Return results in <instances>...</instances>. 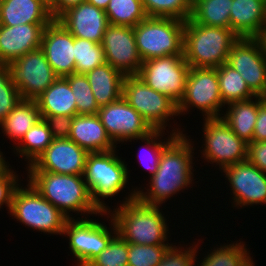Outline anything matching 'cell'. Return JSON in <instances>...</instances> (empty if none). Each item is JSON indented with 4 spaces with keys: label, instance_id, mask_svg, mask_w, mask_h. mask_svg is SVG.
Returning <instances> with one entry per match:
<instances>
[{
    "label": "cell",
    "instance_id": "cell-39",
    "mask_svg": "<svg viewBox=\"0 0 266 266\" xmlns=\"http://www.w3.org/2000/svg\"><path fill=\"white\" fill-rule=\"evenodd\" d=\"M182 242L183 245L180 242L177 246V243L170 245L157 266H194L195 256L200 251L199 249L202 251L203 248L200 244H204V241L203 239H198L197 242L192 240L190 245H185L184 241Z\"/></svg>",
    "mask_w": 266,
    "mask_h": 266
},
{
    "label": "cell",
    "instance_id": "cell-33",
    "mask_svg": "<svg viewBox=\"0 0 266 266\" xmlns=\"http://www.w3.org/2000/svg\"><path fill=\"white\" fill-rule=\"evenodd\" d=\"M170 134V135H169ZM167 135V136H166ZM177 136L175 133H171L168 131V134L165 133V130H153L150 134H148L145 137H141L139 139H131L125 142L124 144H128V142H137L138 140L141 141V143L144 142V145L141 146L140 149H143L141 151H138L137 159H139V163H141L142 167H144V171L148 170V178L153 176L159 166L160 157L162 154L163 149ZM146 149V150H145ZM147 153V155L145 154ZM140 154V155H139ZM143 155V156H141ZM148 156V157H147ZM147 157V159H146ZM146 159V160H145Z\"/></svg>",
    "mask_w": 266,
    "mask_h": 266
},
{
    "label": "cell",
    "instance_id": "cell-15",
    "mask_svg": "<svg viewBox=\"0 0 266 266\" xmlns=\"http://www.w3.org/2000/svg\"><path fill=\"white\" fill-rule=\"evenodd\" d=\"M97 115L117 146L131 139L145 137L154 130L123 97L100 107Z\"/></svg>",
    "mask_w": 266,
    "mask_h": 266
},
{
    "label": "cell",
    "instance_id": "cell-20",
    "mask_svg": "<svg viewBox=\"0 0 266 266\" xmlns=\"http://www.w3.org/2000/svg\"><path fill=\"white\" fill-rule=\"evenodd\" d=\"M56 20L74 37L100 44L109 25L106 12L87 1L70 7Z\"/></svg>",
    "mask_w": 266,
    "mask_h": 266
},
{
    "label": "cell",
    "instance_id": "cell-4",
    "mask_svg": "<svg viewBox=\"0 0 266 266\" xmlns=\"http://www.w3.org/2000/svg\"><path fill=\"white\" fill-rule=\"evenodd\" d=\"M118 149L107 152L89 153L86 159L84 180L90 190L94 205L101 212H109L112 207L105 199L113 200L123 190H129L130 170L126 159L118 154ZM128 166V167H127ZM101 197V198H100ZM106 202V203H105Z\"/></svg>",
    "mask_w": 266,
    "mask_h": 266
},
{
    "label": "cell",
    "instance_id": "cell-16",
    "mask_svg": "<svg viewBox=\"0 0 266 266\" xmlns=\"http://www.w3.org/2000/svg\"><path fill=\"white\" fill-rule=\"evenodd\" d=\"M227 64L240 73L256 96L262 97L266 91V56L257 38H239L231 48Z\"/></svg>",
    "mask_w": 266,
    "mask_h": 266
},
{
    "label": "cell",
    "instance_id": "cell-47",
    "mask_svg": "<svg viewBox=\"0 0 266 266\" xmlns=\"http://www.w3.org/2000/svg\"><path fill=\"white\" fill-rule=\"evenodd\" d=\"M86 1L96 6L97 8L105 11L106 8L108 7L110 0H86Z\"/></svg>",
    "mask_w": 266,
    "mask_h": 266
},
{
    "label": "cell",
    "instance_id": "cell-14",
    "mask_svg": "<svg viewBox=\"0 0 266 266\" xmlns=\"http://www.w3.org/2000/svg\"><path fill=\"white\" fill-rule=\"evenodd\" d=\"M8 66L24 100H36L58 78L41 48L26 53Z\"/></svg>",
    "mask_w": 266,
    "mask_h": 266
},
{
    "label": "cell",
    "instance_id": "cell-22",
    "mask_svg": "<svg viewBox=\"0 0 266 266\" xmlns=\"http://www.w3.org/2000/svg\"><path fill=\"white\" fill-rule=\"evenodd\" d=\"M69 139L89 153L107 152L118 148L97 114L75 115Z\"/></svg>",
    "mask_w": 266,
    "mask_h": 266
},
{
    "label": "cell",
    "instance_id": "cell-8",
    "mask_svg": "<svg viewBox=\"0 0 266 266\" xmlns=\"http://www.w3.org/2000/svg\"><path fill=\"white\" fill-rule=\"evenodd\" d=\"M97 216V219L92 216L66 221L62 236L68 239V248L72 258H75V266H87L117 234L116 224L109 212H100ZM99 216H104L109 226L100 221Z\"/></svg>",
    "mask_w": 266,
    "mask_h": 266
},
{
    "label": "cell",
    "instance_id": "cell-46",
    "mask_svg": "<svg viewBox=\"0 0 266 266\" xmlns=\"http://www.w3.org/2000/svg\"><path fill=\"white\" fill-rule=\"evenodd\" d=\"M86 0H48L49 9L54 19H57L70 7L79 5Z\"/></svg>",
    "mask_w": 266,
    "mask_h": 266
},
{
    "label": "cell",
    "instance_id": "cell-6",
    "mask_svg": "<svg viewBox=\"0 0 266 266\" xmlns=\"http://www.w3.org/2000/svg\"><path fill=\"white\" fill-rule=\"evenodd\" d=\"M122 97L154 130H166L168 133L167 130L171 128V133L185 134L184 127L187 126H179L178 122L175 123L177 119L174 120L177 116L179 119L177 104L168 96L149 87L138 75H125Z\"/></svg>",
    "mask_w": 266,
    "mask_h": 266
},
{
    "label": "cell",
    "instance_id": "cell-21",
    "mask_svg": "<svg viewBox=\"0 0 266 266\" xmlns=\"http://www.w3.org/2000/svg\"><path fill=\"white\" fill-rule=\"evenodd\" d=\"M49 24L0 25V65L8 66L17 58L41 47L44 28Z\"/></svg>",
    "mask_w": 266,
    "mask_h": 266
},
{
    "label": "cell",
    "instance_id": "cell-32",
    "mask_svg": "<svg viewBox=\"0 0 266 266\" xmlns=\"http://www.w3.org/2000/svg\"><path fill=\"white\" fill-rule=\"evenodd\" d=\"M219 90L224 105L253 99L256 95L249 89L240 73L227 63L217 67Z\"/></svg>",
    "mask_w": 266,
    "mask_h": 266
},
{
    "label": "cell",
    "instance_id": "cell-17",
    "mask_svg": "<svg viewBox=\"0 0 266 266\" xmlns=\"http://www.w3.org/2000/svg\"><path fill=\"white\" fill-rule=\"evenodd\" d=\"M105 62L124 75H137L142 60L138 54L134 27L109 24L102 39Z\"/></svg>",
    "mask_w": 266,
    "mask_h": 266
},
{
    "label": "cell",
    "instance_id": "cell-10",
    "mask_svg": "<svg viewBox=\"0 0 266 266\" xmlns=\"http://www.w3.org/2000/svg\"><path fill=\"white\" fill-rule=\"evenodd\" d=\"M201 120L204 139L198 151L202 160L204 158L219 171L247 160L248 143L240 139L221 117Z\"/></svg>",
    "mask_w": 266,
    "mask_h": 266
},
{
    "label": "cell",
    "instance_id": "cell-34",
    "mask_svg": "<svg viewBox=\"0 0 266 266\" xmlns=\"http://www.w3.org/2000/svg\"><path fill=\"white\" fill-rule=\"evenodd\" d=\"M105 12L109 24L128 27H135L148 17L142 0H110Z\"/></svg>",
    "mask_w": 266,
    "mask_h": 266
},
{
    "label": "cell",
    "instance_id": "cell-38",
    "mask_svg": "<svg viewBox=\"0 0 266 266\" xmlns=\"http://www.w3.org/2000/svg\"><path fill=\"white\" fill-rule=\"evenodd\" d=\"M87 266H128V242L117 233Z\"/></svg>",
    "mask_w": 266,
    "mask_h": 266
},
{
    "label": "cell",
    "instance_id": "cell-41",
    "mask_svg": "<svg viewBox=\"0 0 266 266\" xmlns=\"http://www.w3.org/2000/svg\"><path fill=\"white\" fill-rule=\"evenodd\" d=\"M169 246L128 243V266H157Z\"/></svg>",
    "mask_w": 266,
    "mask_h": 266
},
{
    "label": "cell",
    "instance_id": "cell-2",
    "mask_svg": "<svg viewBox=\"0 0 266 266\" xmlns=\"http://www.w3.org/2000/svg\"><path fill=\"white\" fill-rule=\"evenodd\" d=\"M136 186L126 192L123 200L117 201L109 211L117 233L128 243L138 245H172L171 229L162 210L164 206L147 205L136 198ZM128 193V195H127Z\"/></svg>",
    "mask_w": 266,
    "mask_h": 266
},
{
    "label": "cell",
    "instance_id": "cell-27",
    "mask_svg": "<svg viewBox=\"0 0 266 266\" xmlns=\"http://www.w3.org/2000/svg\"><path fill=\"white\" fill-rule=\"evenodd\" d=\"M74 94L64 77H58L35 101L41 116L77 115Z\"/></svg>",
    "mask_w": 266,
    "mask_h": 266
},
{
    "label": "cell",
    "instance_id": "cell-23",
    "mask_svg": "<svg viewBox=\"0 0 266 266\" xmlns=\"http://www.w3.org/2000/svg\"><path fill=\"white\" fill-rule=\"evenodd\" d=\"M48 0H0V25L50 24Z\"/></svg>",
    "mask_w": 266,
    "mask_h": 266
},
{
    "label": "cell",
    "instance_id": "cell-12",
    "mask_svg": "<svg viewBox=\"0 0 266 266\" xmlns=\"http://www.w3.org/2000/svg\"><path fill=\"white\" fill-rule=\"evenodd\" d=\"M189 68L184 55H169L144 61L137 75L178 105L185 93Z\"/></svg>",
    "mask_w": 266,
    "mask_h": 266
},
{
    "label": "cell",
    "instance_id": "cell-5",
    "mask_svg": "<svg viewBox=\"0 0 266 266\" xmlns=\"http://www.w3.org/2000/svg\"><path fill=\"white\" fill-rule=\"evenodd\" d=\"M238 39L231 29L197 24L189 18L184 26V59L190 67H220Z\"/></svg>",
    "mask_w": 266,
    "mask_h": 266
},
{
    "label": "cell",
    "instance_id": "cell-40",
    "mask_svg": "<svg viewBox=\"0 0 266 266\" xmlns=\"http://www.w3.org/2000/svg\"><path fill=\"white\" fill-rule=\"evenodd\" d=\"M22 100L19 90L13 82L9 66L0 65V123Z\"/></svg>",
    "mask_w": 266,
    "mask_h": 266
},
{
    "label": "cell",
    "instance_id": "cell-28",
    "mask_svg": "<svg viewBox=\"0 0 266 266\" xmlns=\"http://www.w3.org/2000/svg\"><path fill=\"white\" fill-rule=\"evenodd\" d=\"M226 243L217 242L214 244V247L210 248L206 253H202L204 256L199 257L195 256L194 266H255L256 263L253 261V255L251 256V251L246 246L247 244L244 241H232L228 243L229 240H226ZM223 244V245H222ZM217 246V247H216ZM248 248V249H247ZM212 250V251H211ZM210 251V252H209ZM198 257V258H197ZM198 260V261H196ZM199 264H198V263ZM195 263H197L195 265Z\"/></svg>",
    "mask_w": 266,
    "mask_h": 266
},
{
    "label": "cell",
    "instance_id": "cell-1",
    "mask_svg": "<svg viewBox=\"0 0 266 266\" xmlns=\"http://www.w3.org/2000/svg\"><path fill=\"white\" fill-rule=\"evenodd\" d=\"M187 134L177 135L163 149L158 170L149 178L146 184L148 187H136V198L142 203L162 206L175 195L189 188L193 189L196 180L194 160H198L199 157L194 155L197 153H194L196 141H192L194 138Z\"/></svg>",
    "mask_w": 266,
    "mask_h": 266
},
{
    "label": "cell",
    "instance_id": "cell-42",
    "mask_svg": "<svg viewBox=\"0 0 266 266\" xmlns=\"http://www.w3.org/2000/svg\"><path fill=\"white\" fill-rule=\"evenodd\" d=\"M12 168L14 167L9 165L3 172L0 173V210L1 208L3 209L5 205L6 209H8V214L11 210L14 192L21 184V181H23L21 176L16 173L15 168Z\"/></svg>",
    "mask_w": 266,
    "mask_h": 266
},
{
    "label": "cell",
    "instance_id": "cell-50",
    "mask_svg": "<svg viewBox=\"0 0 266 266\" xmlns=\"http://www.w3.org/2000/svg\"><path fill=\"white\" fill-rule=\"evenodd\" d=\"M262 99L266 102V91H265V93L262 95Z\"/></svg>",
    "mask_w": 266,
    "mask_h": 266
},
{
    "label": "cell",
    "instance_id": "cell-45",
    "mask_svg": "<svg viewBox=\"0 0 266 266\" xmlns=\"http://www.w3.org/2000/svg\"><path fill=\"white\" fill-rule=\"evenodd\" d=\"M252 141H266V102L263 101L258 108L257 121L254 127Z\"/></svg>",
    "mask_w": 266,
    "mask_h": 266
},
{
    "label": "cell",
    "instance_id": "cell-25",
    "mask_svg": "<svg viewBox=\"0 0 266 266\" xmlns=\"http://www.w3.org/2000/svg\"><path fill=\"white\" fill-rule=\"evenodd\" d=\"M85 76L99 107L108 105L122 97L125 75L108 63L95 67Z\"/></svg>",
    "mask_w": 266,
    "mask_h": 266
},
{
    "label": "cell",
    "instance_id": "cell-7",
    "mask_svg": "<svg viewBox=\"0 0 266 266\" xmlns=\"http://www.w3.org/2000/svg\"><path fill=\"white\" fill-rule=\"evenodd\" d=\"M25 183L22 182L14 192L10 217L40 234L63 235L68 218L43 198L28 181Z\"/></svg>",
    "mask_w": 266,
    "mask_h": 266
},
{
    "label": "cell",
    "instance_id": "cell-31",
    "mask_svg": "<svg viewBox=\"0 0 266 266\" xmlns=\"http://www.w3.org/2000/svg\"><path fill=\"white\" fill-rule=\"evenodd\" d=\"M232 2L233 0H192L190 19L205 26L231 29Z\"/></svg>",
    "mask_w": 266,
    "mask_h": 266
},
{
    "label": "cell",
    "instance_id": "cell-29",
    "mask_svg": "<svg viewBox=\"0 0 266 266\" xmlns=\"http://www.w3.org/2000/svg\"><path fill=\"white\" fill-rule=\"evenodd\" d=\"M40 119L42 117L36 101L22 99L0 123V130L3 136L8 138L7 140L14 142L12 146L14 148Z\"/></svg>",
    "mask_w": 266,
    "mask_h": 266
},
{
    "label": "cell",
    "instance_id": "cell-19",
    "mask_svg": "<svg viewBox=\"0 0 266 266\" xmlns=\"http://www.w3.org/2000/svg\"><path fill=\"white\" fill-rule=\"evenodd\" d=\"M74 36L56 19L44 28L41 49L58 77L75 73Z\"/></svg>",
    "mask_w": 266,
    "mask_h": 266
},
{
    "label": "cell",
    "instance_id": "cell-30",
    "mask_svg": "<svg viewBox=\"0 0 266 266\" xmlns=\"http://www.w3.org/2000/svg\"><path fill=\"white\" fill-rule=\"evenodd\" d=\"M52 140L49 126L42 118L26 132L14 148L10 149H13L12 151L16 154V157L27 161L26 167H29L46 150Z\"/></svg>",
    "mask_w": 266,
    "mask_h": 266
},
{
    "label": "cell",
    "instance_id": "cell-37",
    "mask_svg": "<svg viewBox=\"0 0 266 266\" xmlns=\"http://www.w3.org/2000/svg\"><path fill=\"white\" fill-rule=\"evenodd\" d=\"M74 94L77 106V115L98 114L100 107L96 103L91 86L85 74L73 73L64 77Z\"/></svg>",
    "mask_w": 266,
    "mask_h": 266
},
{
    "label": "cell",
    "instance_id": "cell-35",
    "mask_svg": "<svg viewBox=\"0 0 266 266\" xmlns=\"http://www.w3.org/2000/svg\"><path fill=\"white\" fill-rule=\"evenodd\" d=\"M75 73L86 74L105 62L104 51L100 43L74 37Z\"/></svg>",
    "mask_w": 266,
    "mask_h": 266
},
{
    "label": "cell",
    "instance_id": "cell-24",
    "mask_svg": "<svg viewBox=\"0 0 266 266\" xmlns=\"http://www.w3.org/2000/svg\"><path fill=\"white\" fill-rule=\"evenodd\" d=\"M230 26L239 38H256L266 28V0H233Z\"/></svg>",
    "mask_w": 266,
    "mask_h": 266
},
{
    "label": "cell",
    "instance_id": "cell-49",
    "mask_svg": "<svg viewBox=\"0 0 266 266\" xmlns=\"http://www.w3.org/2000/svg\"><path fill=\"white\" fill-rule=\"evenodd\" d=\"M4 155V156H3ZM5 152H3L0 149V173L3 172L10 164L8 160H6Z\"/></svg>",
    "mask_w": 266,
    "mask_h": 266
},
{
    "label": "cell",
    "instance_id": "cell-43",
    "mask_svg": "<svg viewBox=\"0 0 266 266\" xmlns=\"http://www.w3.org/2000/svg\"><path fill=\"white\" fill-rule=\"evenodd\" d=\"M48 124L52 138H69L74 116H41Z\"/></svg>",
    "mask_w": 266,
    "mask_h": 266
},
{
    "label": "cell",
    "instance_id": "cell-13",
    "mask_svg": "<svg viewBox=\"0 0 266 266\" xmlns=\"http://www.w3.org/2000/svg\"><path fill=\"white\" fill-rule=\"evenodd\" d=\"M224 176L232 195V208L243 209L266 204V173L245 160L223 168ZM229 182V183H228ZM229 184V185H228Z\"/></svg>",
    "mask_w": 266,
    "mask_h": 266
},
{
    "label": "cell",
    "instance_id": "cell-11",
    "mask_svg": "<svg viewBox=\"0 0 266 266\" xmlns=\"http://www.w3.org/2000/svg\"><path fill=\"white\" fill-rule=\"evenodd\" d=\"M217 68L190 67L185 93L177 105L178 115H189L198 109L203 119L220 118L224 112Z\"/></svg>",
    "mask_w": 266,
    "mask_h": 266
},
{
    "label": "cell",
    "instance_id": "cell-3",
    "mask_svg": "<svg viewBox=\"0 0 266 266\" xmlns=\"http://www.w3.org/2000/svg\"><path fill=\"white\" fill-rule=\"evenodd\" d=\"M26 173L25 181H28L43 198L59 209L68 219L97 217L101 212L92 201L83 175L58 174L48 171H27ZM73 213L77 214L73 217ZM78 215L81 217H77Z\"/></svg>",
    "mask_w": 266,
    "mask_h": 266
},
{
    "label": "cell",
    "instance_id": "cell-48",
    "mask_svg": "<svg viewBox=\"0 0 266 266\" xmlns=\"http://www.w3.org/2000/svg\"><path fill=\"white\" fill-rule=\"evenodd\" d=\"M256 38L259 40L263 53L266 56V28Z\"/></svg>",
    "mask_w": 266,
    "mask_h": 266
},
{
    "label": "cell",
    "instance_id": "cell-26",
    "mask_svg": "<svg viewBox=\"0 0 266 266\" xmlns=\"http://www.w3.org/2000/svg\"><path fill=\"white\" fill-rule=\"evenodd\" d=\"M263 101L261 96H256L246 101L230 103L224 107L225 112L221 118L240 139L250 143L253 139L258 108Z\"/></svg>",
    "mask_w": 266,
    "mask_h": 266
},
{
    "label": "cell",
    "instance_id": "cell-36",
    "mask_svg": "<svg viewBox=\"0 0 266 266\" xmlns=\"http://www.w3.org/2000/svg\"><path fill=\"white\" fill-rule=\"evenodd\" d=\"M142 3L148 17L186 21L192 12V0H142Z\"/></svg>",
    "mask_w": 266,
    "mask_h": 266
},
{
    "label": "cell",
    "instance_id": "cell-18",
    "mask_svg": "<svg viewBox=\"0 0 266 266\" xmlns=\"http://www.w3.org/2000/svg\"><path fill=\"white\" fill-rule=\"evenodd\" d=\"M89 152L69 138L53 139L46 150L25 171H48L58 174L84 175Z\"/></svg>",
    "mask_w": 266,
    "mask_h": 266
},
{
    "label": "cell",
    "instance_id": "cell-44",
    "mask_svg": "<svg viewBox=\"0 0 266 266\" xmlns=\"http://www.w3.org/2000/svg\"><path fill=\"white\" fill-rule=\"evenodd\" d=\"M247 160L266 173V141L248 143Z\"/></svg>",
    "mask_w": 266,
    "mask_h": 266
},
{
    "label": "cell",
    "instance_id": "cell-9",
    "mask_svg": "<svg viewBox=\"0 0 266 266\" xmlns=\"http://www.w3.org/2000/svg\"><path fill=\"white\" fill-rule=\"evenodd\" d=\"M185 21L147 17L134 27L136 47L142 62L169 55H183Z\"/></svg>",
    "mask_w": 266,
    "mask_h": 266
}]
</instances>
